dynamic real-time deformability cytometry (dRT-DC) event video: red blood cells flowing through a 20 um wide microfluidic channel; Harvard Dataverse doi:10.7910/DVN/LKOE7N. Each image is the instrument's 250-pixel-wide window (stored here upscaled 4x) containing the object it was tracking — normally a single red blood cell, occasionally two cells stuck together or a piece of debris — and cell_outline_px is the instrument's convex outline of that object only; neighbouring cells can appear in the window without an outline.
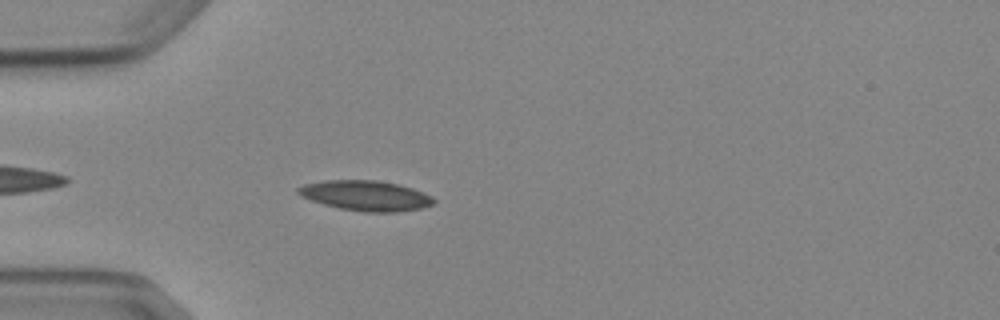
{"species": "Egyptian fruit bat (a non-hibernating species)", "species_latin": "Rousettus aegyptiacus", "temperature_condition": "cold", "stored_images_in_passage": 4, "camera_frame_rate_fps": 3000, "um_per_image_px": 0.085, "animal": {"sex": "female"}, "frame": {"image": 1, "passage_image": 4, "time_ms": 3.667, "image_size_px": [1000, 320], "cell_outline_px": [[436, 200], [432, 204], [420, 208], [396, 212], [364, 212], [340, 208], [324, 204], [300, 196], [296, 192], [296, 188], [304, 184], [324, 180], [376, 180], [396, 184], [412, 188], [424, 192], [432, 196]], "centroid_in_image_um": [31.07, 16.62], "position_along_channel_um": 53.9, "area_um2": 23.76}}